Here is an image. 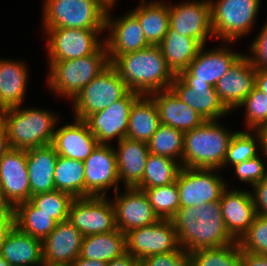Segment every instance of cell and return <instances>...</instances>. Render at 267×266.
Returning a JSON list of instances; mask_svg holds the SVG:
<instances>
[{"label":"cell","mask_w":267,"mask_h":266,"mask_svg":"<svg viewBox=\"0 0 267 266\" xmlns=\"http://www.w3.org/2000/svg\"><path fill=\"white\" fill-rule=\"evenodd\" d=\"M203 45L188 67L177 74L183 81H201L215 86L227 70L243 55L226 46L205 50Z\"/></svg>","instance_id":"2e32d148"},{"label":"cell","mask_w":267,"mask_h":266,"mask_svg":"<svg viewBox=\"0 0 267 266\" xmlns=\"http://www.w3.org/2000/svg\"><path fill=\"white\" fill-rule=\"evenodd\" d=\"M0 185L13 208L30 200L26 150L10 148L0 159Z\"/></svg>","instance_id":"ac0fdd59"},{"label":"cell","mask_w":267,"mask_h":266,"mask_svg":"<svg viewBox=\"0 0 267 266\" xmlns=\"http://www.w3.org/2000/svg\"><path fill=\"white\" fill-rule=\"evenodd\" d=\"M10 148L7 131L0 121V159Z\"/></svg>","instance_id":"f5cc1de1"},{"label":"cell","mask_w":267,"mask_h":266,"mask_svg":"<svg viewBox=\"0 0 267 266\" xmlns=\"http://www.w3.org/2000/svg\"><path fill=\"white\" fill-rule=\"evenodd\" d=\"M148 196L153 211L159 219L170 220L180 208L176 182L160 187L142 189Z\"/></svg>","instance_id":"ab89813d"},{"label":"cell","mask_w":267,"mask_h":266,"mask_svg":"<svg viewBox=\"0 0 267 266\" xmlns=\"http://www.w3.org/2000/svg\"><path fill=\"white\" fill-rule=\"evenodd\" d=\"M255 87L267 95V68H256Z\"/></svg>","instance_id":"816d5d0a"},{"label":"cell","mask_w":267,"mask_h":266,"mask_svg":"<svg viewBox=\"0 0 267 266\" xmlns=\"http://www.w3.org/2000/svg\"><path fill=\"white\" fill-rule=\"evenodd\" d=\"M261 0H210L211 24L215 38L229 45L251 32Z\"/></svg>","instance_id":"52a82bcc"},{"label":"cell","mask_w":267,"mask_h":266,"mask_svg":"<svg viewBox=\"0 0 267 266\" xmlns=\"http://www.w3.org/2000/svg\"><path fill=\"white\" fill-rule=\"evenodd\" d=\"M85 169V197H105V190L119 191V176L113 146L99 144L83 161Z\"/></svg>","instance_id":"5bb4252c"},{"label":"cell","mask_w":267,"mask_h":266,"mask_svg":"<svg viewBox=\"0 0 267 266\" xmlns=\"http://www.w3.org/2000/svg\"><path fill=\"white\" fill-rule=\"evenodd\" d=\"M15 226L22 232L43 241L57 224L50 215L39 210L30 200L13 208Z\"/></svg>","instance_id":"836d02e7"},{"label":"cell","mask_w":267,"mask_h":266,"mask_svg":"<svg viewBox=\"0 0 267 266\" xmlns=\"http://www.w3.org/2000/svg\"><path fill=\"white\" fill-rule=\"evenodd\" d=\"M111 7L114 5L108 6L105 24V29H108L110 34L104 39L109 56H120L151 46L138 19L131 12L114 20L109 13Z\"/></svg>","instance_id":"ffe728a7"},{"label":"cell","mask_w":267,"mask_h":266,"mask_svg":"<svg viewBox=\"0 0 267 266\" xmlns=\"http://www.w3.org/2000/svg\"><path fill=\"white\" fill-rule=\"evenodd\" d=\"M83 235L68 220L56 224L42 241L43 262L72 264L80 256Z\"/></svg>","instance_id":"cb8c5ba5"},{"label":"cell","mask_w":267,"mask_h":266,"mask_svg":"<svg viewBox=\"0 0 267 266\" xmlns=\"http://www.w3.org/2000/svg\"><path fill=\"white\" fill-rule=\"evenodd\" d=\"M240 266H267V255L249 253L240 247Z\"/></svg>","instance_id":"c3c4849f"},{"label":"cell","mask_w":267,"mask_h":266,"mask_svg":"<svg viewBox=\"0 0 267 266\" xmlns=\"http://www.w3.org/2000/svg\"><path fill=\"white\" fill-rule=\"evenodd\" d=\"M259 131L261 135V149H262L261 151L262 153H264L263 155L264 157L266 156V160H267V127L262 128Z\"/></svg>","instance_id":"9f6ffc18"},{"label":"cell","mask_w":267,"mask_h":266,"mask_svg":"<svg viewBox=\"0 0 267 266\" xmlns=\"http://www.w3.org/2000/svg\"><path fill=\"white\" fill-rule=\"evenodd\" d=\"M252 187L251 195L256 212L267 217V176Z\"/></svg>","instance_id":"7dc6e473"},{"label":"cell","mask_w":267,"mask_h":266,"mask_svg":"<svg viewBox=\"0 0 267 266\" xmlns=\"http://www.w3.org/2000/svg\"><path fill=\"white\" fill-rule=\"evenodd\" d=\"M239 244L242 250L249 253L267 255V217L257 214Z\"/></svg>","instance_id":"7bdbcfd3"},{"label":"cell","mask_w":267,"mask_h":266,"mask_svg":"<svg viewBox=\"0 0 267 266\" xmlns=\"http://www.w3.org/2000/svg\"><path fill=\"white\" fill-rule=\"evenodd\" d=\"M31 196L55 190L54 169L58 154L52 145L26 150Z\"/></svg>","instance_id":"4316f807"},{"label":"cell","mask_w":267,"mask_h":266,"mask_svg":"<svg viewBox=\"0 0 267 266\" xmlns=\"http://www.w3.org/2000/svg\"><path fill=\"white\" fill-rule=\"evenodd\" d=\"M190 266H240V244L238 241L218 247L204 248L189 253Z\"/></svg>","instance_id":"74e56055"},{"label":"cell","mask_w":267,"mask_h":266,"mask_svg":"<svg viewBox=\"0 0 267 266\" xmlns=\"http://www.w3.org/2000/svg\"><path fill=\"white\" fill-rule=\"evenodd\" d=\"M181 164L172 158L150 153L146 162L142 180L137 189L160 187L176 181Z\"/></svg>","instance_id":"d590c367"},{"label":"cell","mask_w":267,"mask_h":266,"mask_svg":"<svg viewBox=\"0 0 267 266\" xmlns=\"http://www.w3.org/2000/svg\"><path fill=\"white\" fill-rule=\"evenodd\" d=\"M41 266H72V264H51V263H43Z\"/></svg>","instance_id":"6f0895ef"},{"label":"cell","mask_w":267,"mask_h":266,"mask_svg":"<svg viewBox=\"0 0 267 266\" xmlns=\"http://www.w3.org/2000/svg\"><path fill=\"white\" fill-rule=\"evenodd\" d=\"M170 220L180 247L188 254L198 249L218 248L236 242L224 224L220 201L198 207H180Z\"/></svg>","instance_id":"6da1fadb"},{"label":"cell","mask_w":267,"mask_h":266,"mask_svg":"<svg viewBox=\"0 0 267 266\" xmlns=\"http://www.w3.org/2000/svg\"><path fill=\"white\" fill-rule=\"evenodd\" d=\"M140 96L141 94L129 90L121 99L84 120L99 144L109 145V141L115 137L117 143L126 138L130 111Z\"/></svg>","instance_id":"4fadbf2b"},{"label":"cell","mask_w":267,"mask_h":266,"mask_svg":"<svg viewBox=\"0 0 267 266\" xmlns=\"http://www.w3.org/2000/svg\"><path fill=\"white\" fill-rule=\"evenodd\" d=\"M170 89L205 120H217L229 114L221 103L215 87L201 81H183L175 75Z\"/></svg>","instance_id":"44dd1931"},{"label":"cell","mask_w":267,"mask_h":266,"mask_svg":"<svg viewBox=\"0 0 267 266\" xmlns=\"http://www.w3.org/2000/svg\"><path fill=\"white\" fill-rule=\"evenodd\" d=\"M238 107H245V121L248 130L267 127V95L254 87Z\"/></svg>","instance_id":"b9f144b4"},{"label":"cell","mask_w":267,"mask_h":266,"mask_svg":"<svg viewBox=\"0 0 267 266\" xmlns=\"http://www.w3.org/2000/svg\"><path fill=\"white\" fill-rule=\"evenodd\" d=\"M217 170L181 167L175 181L180 207H198L220 201L227 183L219 174H215Z\"/></svg>","instance_id":"9c48e42d"},{"label":"cell","mask_w":267,"mask_h":266,"mask_svg":"<svg viewBox=\"0 0 267 266\" xmlns=\"http://www.w3.org/2000/svg\"><path fill=\"white\" fill-rule=\"evenodd\" d=\"M160 125L154 100L149 95H141L131 108L126 138L148 143Z\"/></svg>","instance_id":"1f68e13d"},{"label":"cell","mask_w":267,"mask_h":266,"mask_svg":"<svg viewBox=\"0 0 267 266\" xmlns=\"http://www.w3.org/2000/svg\"><path fill=\"white\" fill-rule=\"evenodd\" d=\"M55 190L73 198H85V169L83 161L58 155L54 169Z\"/></svg>","instance_id":"e575fe53"},{"label":"cell","mask_w":267,"mask_h":266,"mask_svg":"<svg viewBox=\"0 0 267 266\" xmlns=\"http://www.w3.org/2000/svg\"><path fill=\"white\" fill-rule=\"evenodd\" d=\"M109 60L127 88L141 95L170 89L175 77L159 46L151 45L124 55L109 56Z\"/></svg>","instance_id":"7a4b0ae2"},{"label":"cell","mask_w":267,"mask_h":266,"mask_svg":"<svg viewBox=\"0 0 267 266\" xmlns=\"http://www.w3.org/2000/svg\"><path fill=\"white\" fill-rule=\"evenodd\" d=\"M0 266H11V265L0 255Z\"/></svg>","instance_id":"680465c9"},{"label":"cell","mask_w":267,"mask_h":266,"mask_svg":"<svg viewBox=\"0 0 267 266\" xmlns=\"http://www.w3.org/2000/svg\"><path fill=\"white\" fill-rule=\"evenodd\" d=\"M48 35L49 61L78 59L95 53L105 42L98 35L105 30L44 28Z\"/></svg>","instance_id":"8fae6325"},{"label":"cell","mask_w":267,"mask_h":266,"mask_svg":"<svg viewBox=\"0 0 267 266\" xmlns=\"http://www.w3.org/2000/svg\"><path fill=\"white\" fill-rule=\"evenodd\" d=\"M107 197L74 198L71 202L68 221L83 237L117 230L115 209Z\"/></svg>","instance_id":"30bf717a"},{"label":"cell","mask_w":267,"mask_h":266,"mask_svg":"<svg viewBox=\"0 0 267 266\" xmlns=\"http://www.w3.org/2000/svg\"><path fill=\"white\" fill-rule=\"evenodd\" d=\"M14 226V215H0V254L4 241Z\"/></svg>","instance_id":"681fc988"},{"label":"cell","mask_w":267,"mask_h":266,"mask_svg":"<svg viewBox=\"0 0 267 266\" xmlns=\"http://www.w3.org/2000/svg\"><path fill=\"white\" fill-rule=\"evenodd\" d=\"M0 255L11 266H41L44 263L42 241L16 226L7 235Z\"/></svg>","instance_id":"83f0119b"},{"label":"cell","mask_w":267,"mask_h":266,"mask_svg":"<svg viewBox=\"0 0 267 266\" xmlns=\"http://www.w3.org/2000/svg\"><path fill=\"white\" fill-rule=\"evenodd\" d=\"M183 143L184 132L169 125L161 124L147 144L150 153L172 158L181 163Z\"/></svg>","instance_id":"8d00e7d4"},{"label":"cell","mask_w":267,"mask_h":266,"mask_svg":"<svg viewBox=\"0 0 267 266\" xmlns=\"http://www.w3.org/2000/svg\"><path fill=\"white\" fill-rule=\"evenodd\" d=\"M107 266H141V261L126 252L121 257L110 261Z\"/></svg>","instance_id":"f907efd6"},{"label":"cell","mask_w":267,"mask_h":266,"mask_svg":"<svg viewBox=\"0 0 267 266\" xmlns=\"http://www.w3.org/2000/svg\"><path fill=\"white\" fill-rule=\"evenodd\" d=\"M179 248L177 233L171 220L160 219L152 225L126 233V252L140 261Z\"/></svg>","instance_id":"7c38bea8"},{"label":"cell","mask_w":267,"mask_h":266,"mask_svg":"<svg viewBox=\"0 0 267 266\" xmlns=\"http://www.w3.org/2000/svg\"><path fill=\"white\" fill-rule=\"evenodd\" d=\"M27 81L28 69L24 62L0 59V111L22 105Z\"/></svg>","instance_id":"f1b7e54d"},{"label":"cell","mask_w":267,"mask_h":266,"mask_svg":"<svg viewBox=\"0 0 267 266\" xmlns=\"http://www.w3.org/2000/svg\"><path fill=\"white\" fill-rule=\"evenodd\" d=\"M261 159L257 155L233 166L240 182H248L253 186L267 176V163L262 162Z\"/></svg>","instance_id":"ee69618b"},{"label":"cell","mask_w":267,"mask_h":266,"mask_svg":"<svg viewBox=\"0 0 267 266\" xmlns=\"http://www.w3.org/2000/svg\"><path fill=\"white\" fill-rule=\"evenodd\" d=\"M126 253V234L117 229L83 237L80 257L109 263Z\"/></svg>","instance_id":"d6a6232c"},{"label":"cell","mask_w":267,"mask_h":266,"mask_svg":"<svg viewBox=\"0 0 267 266\" xmlns=\"http://www.w3.org/2000/svg\"><path fill=\"white\" fill-rule=\"evenodd\" d=\"M20 107L0 111L10 147L27 150L51 145L59 117L46 109Z\"/></svg>","instance_id":"3957f363"},{"label":"cell","mask_w":267,"mask_h":266,"mask_svg":"<svg viewBox=\"0 0 267 266\" xmlns=\"http://www.w3.org/2000/svg\"><path fill=\"white\" fill-rule=\"evenodd\" d=\"M141 266H190L189 254L181 247L173 252L152 255L141 260Z\"/></svg>","instance_id":"f6af8a7d"},{"label":"cell","mask_w":267,"mask_h":266,"mask_svg":"<svg viewBox=\"0 0 267 266\" xmlns=\"http://www.w3.org/2000/svg\"><path fill=\"white\" fill-rule=\"evenodd\" d=\"M108 263L100 260H89L78 256L73 262L72 266H107Z\"/></svg>","instance_id":"db71d44e"},{"label":"cell","mask_w":267,"mask_h":266,"mask_svg":"<svg viewBox=\"0 0 267 266\" xmlns=\"http://www.w3.org/2000/svg\"><path fill=\"white\" fill-rule=\"evenodd\" d=\"M227 130L217 120H206L201 126L185 132L181 167L222 169L235 133Z\"/></svg>","instance_id":"277c9868"},{"label":"cell","mask_w":267,"mask_h":266,"mask_svg":"<svg viewBox=\"0 0 267 266\" xmlns=\"http://www.w3.org/2000/svg\"><path fill=\"white\" fill-rule=\"evenodd\" d=\"M250 55H247L255 68H267V22L252 41Z\"/></svg>","instance_id":"bcb514c9"},{"label":"cell","mask_w":267,"mask_h":266,"mask_svg":"<svg viewBox=\"0 0 267 266\" xmlns=\"http://www.w3.org/2000/svg\"><path fill=\"white\" fill-rule=\"evenodd\" d=\"M51 145L59 156L85 161L99 142L84 120L75 119L55 130Z\"/></svg>","instance_id":"603a6c76"},{"label":"cell","mask_w":267,"mask_h":266,"mask_svg":"<svg viewBox=\"0 0 267 266\" xmlns=\"http://www.w3.org/2000/svg\"><path fill=\"white\" fill-rule=\"evenodd\" d=\"M43 28L106 30L108 5L103 0H44Z\"/></svg>","instance_id":"8992f818"},{"label":"cell","mask_w":267,"mask_h":266,"mask_svg":"<svg viewBox=\"0 0 267 266\" xmlns=\"http://www.w3.org/2000/svg\"><path fill=\"white\" fill-rule=\"evenodd\" d=\"M256 68L243 54L214 86L221 103L231 110L238 108L255 87Z\"/></svg>","instance_id":"d6986e66"},{"label":"cell","mask_w":267,"mask_h":266,"mask_svg":"<svg viewBox=\"0 0 267 266\" xmlns=\"http://www.w3.org/2000/svg\"><path fill=\"white\" fill-rule=\"evenodd\" d=\"M73 197L62 191L40 193L31 196L30 201L42 212L50 215L57 223L68 220L69 207Z\"/></svg>","instance_id":"60d3db41"},{"label":"cell","mask_w":267,"mask_h":266,"mask_svg":"<svg viewBox=\"0 0 267 266\" xmlns=\"http://www.w3.org/2000/svg\"><path fill=\"white\" fill-rule=\"evenodd\" d=\"M227 189L220 197L221 213L230 236L239 242L254 222L257 212L250 191Z\"/></svg>","instance_id":"7402d4cb"},{"label":"cell","mask_w":267,"mask_h":266,"mask_svg":"<svg viewBox=\"0 0 267 266\" xmlns=\"http://www.w3.org/2000/svg\"><path fill=\"white\" fill-rule=\"evenodd\" d=\"M130 12L138 19L148 43L158 46L170 26L169 5L162 0L151 2L141 0V5Z\"/></svg>","instance_id":"4dcf8cb0"},{"label":"cell","mask_w":267,"mask_h":266,"mask_svg":"<svg viewBox=\"0 0 267 266\" xmlns=\"http://www.w3.org/2000/svg\"><path fill=\"white\" fill-rule=\"evenodd\" d=\"M114 148L117 170L120 181L126 187H135L143 177L144 169L150 154L148 144L141 141L122 138Z\"/></svg>","instance_id":"484cf974"},{"label":"cell","mask_w":267,"mask_h":266,"mask_svg":"<svg viewBox=\"0 0 267 266\" xmlns=\"http://www.w3.org/2000/svg\"><path fill=\"white\" fill-rule=\"evenodd\" d=\"M110 65L105 43L93 54L78 59L49 61L47 85L53 92L74 99L97 75Z\"/></svg>","instance_id":"5b68a950"},{"label":"cell","mask_w":267,"mask_h":266,"mask_svg":"<svg viewBox=\"0 0 267 266\" xmlns=\"http://www.w3.org/2000/svg\"><path fill=\"white\" fill-rule=\"evenodd\" d=\"M108 6H113L115 5L117 0H103Z\"/></svg>","instance_id":"91938a15"},{"label":"cell","mask_w":267,"mask_h":266,"mask_svg":"<svg viewBox=\"0 0 267 266\" xmlns=\"http://www.w3.org/2000/svg\"><path fill=\"white\" fill-rule=\"evenodd\" d=\"M158 46L167 66L175 75L188 67L202 47L196 39L179 34L170 26Z\"/></svg>","instance_id":"f546056e"},{"label":"cell","mask_w":267,"mask_h":266,"mask_svg":"<svg viewBox=\"0 0 267 266\" xmlns=\"http://www.w3.org/2000/svg\"><path fill=\"white\" fill-rule=\"evenodd\" d=\"M115 192L112 201L115 209L117 229L124 234L130 230L156 223L158 216L153 211L148 196L144 190L136 187H126L123 194Z\"/></svg>","instance_id":"e0dca14e"},{"label":"cell","mask_w":267,"mask_h":266,"mask_svg":"<svg viewBox=\"0 0 267 266\" xmlns=\"http://www.w3.org/2000/svg\"><path fill=\"white\" fill-rule=\"evenodd\" d=\"M128 91L126 84L110 64L73 99L74 119L85 120L92 113L121 99Z\"/></svg>","instance_id":"ba28073f"},{"label":"cell","mask_w":267,"mask_h":266,"mask_svg":"<svg viewBox=\"0 0 267 266\" xmlns=\"http://www.w3.org/2000/svg\"><path fill=\"white\" fill-rule=\"evenodd\" d=\"M170 27L183 36L196 39L202 46L213 37L210 0L169 5Z\"/></svg>","instance_id":"9a60e30c"},{"label":"cell","mask_w":267,"mask_h":266,"mask_svg":"<svg viewBox=\"0 0 267 266\" xmlns=\"http://www.w3.org/2000/svg\"><path fill=\"white\" fill-rule=\"evenodd\" d=\"M149 96L157 106L161 124L185 133L206 121L195 109L179 99L171 89L156 91Z\"/></svg>","instance_id":"d4e9b609"},{"label":"cell","mask_w":267,"mask_h":266,"mask_svg":"<svg viewBox=\"0 0 267 266\" xmlns=\"http://www.w3.org/2000/svg\"><path fill=\"white\" fill-rule=\"evenodd\" d=\"M0 215H13V207L5 199L0 185Z\"/></svg>","instance_id":"11a10c76"},{"label":"cell","mask_w":267,"mask_h":266,"mask_svg":"<svg viewBox=\"0 0 267 266\" xmlns=\"http://www.w3.org/2000/svg\"><path fill=\"white\" fill-rule=\"evenodd\" d=\"M235 131L228 146L227 154L222 168L231 165L234 166L245 160L252 159L258 155V149H261V135L259 130ZM252 132L254 134H252Z\"/></svg>","instance_id":"f35d334b"}]
</instances>
